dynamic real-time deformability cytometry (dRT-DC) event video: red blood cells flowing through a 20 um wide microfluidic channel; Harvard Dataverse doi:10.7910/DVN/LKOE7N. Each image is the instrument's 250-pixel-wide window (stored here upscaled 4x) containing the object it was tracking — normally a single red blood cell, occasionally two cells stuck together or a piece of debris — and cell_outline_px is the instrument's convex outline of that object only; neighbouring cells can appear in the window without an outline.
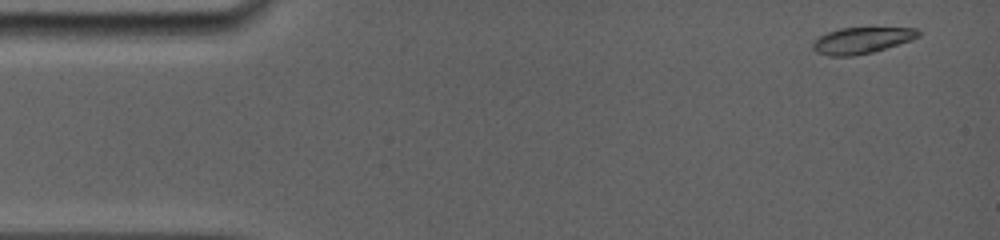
{"species": "common noctule bat (a hibernating species)", "species_latin": "Nyctalus noctula", "temperature_condition": "room temperature", "stored_images_in_passage": 42, "camera_frame_rate_fps": 5000, "um_per_image_px": 0.085, "animal": {"sex": "female", "body_mass_g": 19.0, "forearm_length_mm": 56.7}, "frame": {"image": 1, "passage_image": 1, "time_ms": 0.0, "image_size_px": [1000, 240], "cell_outline_px": [[920, 36], [912, 40], [872, 52], [852, 56], [828, 56], [816, 52], [812, 48], [812, 40], [828, 32], [840, 28], [920, 28]], "centroid_in_image_um": [73.23, 3.43], "position_along_channel_um": 11.8, "area_um2": 16.18}}
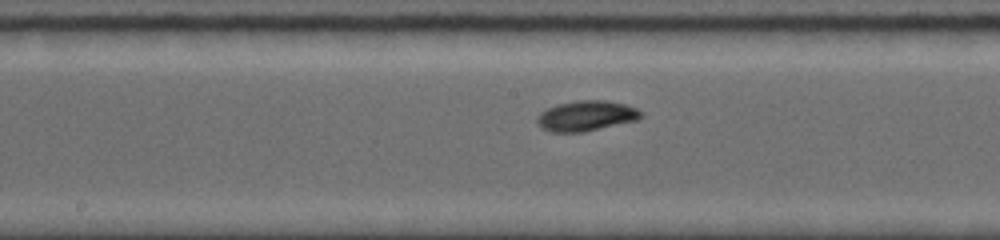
{"frame": {"image": 2, "passage_image": 19, "time_ms": 7.6, "image_size_px": [1000, 240], "cell_outline_px": [[644, 116], [636, 120], [584, 132], [552, 132], [536, 124], [536, 120], [540, 112], [556, 104], [580, 100], [604, 100], [624, 104], [636, 108], [644, 112]], "centroid_in_image_um": [49.84, 9.84], "position_along_channel_um": 198.4, "area_um2": 18.32}}
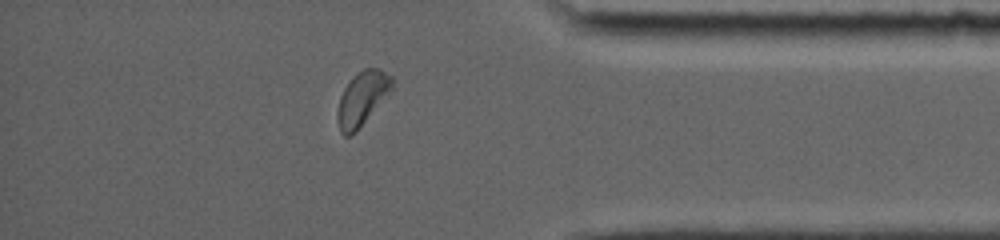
{"frame": {"image": 3, "passage_image": 36, "time_ms": 13.2, "image_size_px": [1000, 240], "cell_outline_px": [[392, 88], [356, 132], [352, 136], [344, 136], [340, 132], [336, 120], [336, 112], [340, 96], [344, 88], [364, 68], [380, 68], [392, 76]], "centroid_in_image_um": [30.74, 8.41], "position_along_channel_um": 404.5, "area_um2": 16.82}, "authors_computed_cell_mechanics": {"area_um2": 16.8776, "velocity_mm_per_s": 3.8443, "shape_relaxation_time_tau1_ms": 2.5936, "shape_relaxation_time_tau2_ms": 6.341, "deformation_change_tau1": 0.1191, "deformation_change_tau2": 0.087}}